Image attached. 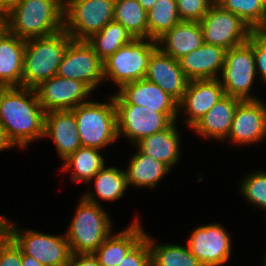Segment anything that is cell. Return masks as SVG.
<instances>
[{
	"mask_svg": "<svg viewBox=\"0 0 266 266\" xmlns=\"http://www.w3.org/2000/svg\"><path fill=\"white\" fill-rule=\"evenodd\" d=\"M44 112L72 110L86 100L92 90L83 82L57 75L34 88Z\"/></svg>",
	"mask_w": 266,
	"mask_h": 266,
	"instance_id": "obj_14",
	"label": "cell"
},
{
	"mask_svg": "<svg viewBox=\"0 0 266 266\" xmlns=\"http://www.w3.org/2000/svg\"><path fill=\"white\" fill-rule=\"evenodd\" d=\"M223 9L239 16L254 31L266 30V5L262 0H215Z\"/></svg>",
	"mask_w": 266,
	"mask_h": 266,
	"instance_id": "obj_32",
	"label": "cell"
},
{
	"mask_svg": "<svg viewBox=\"0 0 266 266\" xmlns=\"http://www.w3.org/2000/svg\"><path fill=\"white\" fill-rule=\"evenodd\" d=\"M113 20L134 38H148L147 12L137 0H115Z\"/></svg>",
	"mask_w": 266,
	"mask_h": 266,
	"instance_id": "obj_29",
	"label": "cell"
},
{
	"mask_svg": "<svg viewBox=\"0 0 266 266\" xmlns=\"http://www.w3.org/2000/svg\"><path fill=\"white\" fill-rule=\"evenodd\" d=\"M224 95L225 92L219 78L190 80L182 99L178 102V112L184 109L188 115L185 123L192 127Z\"/></svg>",
	"mask_w": 266,
	"mask_h": 266,
	"instance_id": "obj_16",
	"label": "cell"
},
{
	"mask_svg": "<svg viewBox=\"0 0 266 266\" xmlns=\"http://www.w3.org/2000/svg\"><path fill=\"white\" fill-rule=\"evenodd\" d=\"M265 253H266V252H265ZM263 265L266 266V254H265V256H264Z\"/></svg>",
	"mask_w": 266,
	"mask_h": 266,
	"instance_id": "obj_44",
	"label": "cell"
},
{
	"mask_svg": "<svg viewBox=\"0 0 266 266\" xmlns=\"http://www.w3.org/2000/svg\"><path fill=\"white\" fill-rule=\"evenodd\" d=\"M151 238L149 235L151 266H203L188 246L154 244Z\"/></svg>",
	"mask_w": 266,
	"mask_h": 266,
	"instance_id": "obj_31",
	"label": "cell"
},
{
	"mask_svg": "<svg viewBox=\"0 0 266 266\" xmlns=\"http://www.w3.org/2000/svg\"><path fill=\"white\" fill-rule=\"evenodd\" d=\"M97 199L113 201L121 198L128 188L125 170L105 166L92 178Z\"/></svg>",
	"mask_w": 266,
	"mask_h": 266,
	"instance_id": "obj_33",
	"label": "cell"
},
{
	"mask_svg": "<svg viewBox=\"0 0 266 266\" xmlns=\"http://www.w3.org/2000/svg\"><path fill=\"white\" fill-rule=\"evenodd\" d=\"M12 147H15L14 143L9 139L6 130L0 124V152Z\"/></svg>",
	"mask_w": 266,
	"mask_h": 266,
	"instance_id": "obj_41",
	"label": "cell"
},
{
	"mask_svg": "<svg viewBox=\"0 0 266 266\" xmlns=\"http://www.w3.org/2000/svg\"><path fill=\"white\" fill-rule=\"evenodd\" d=\"M0 266H22V251L6 233L0 238Z\"/></svg>",
	"mask_w": 266,
	"mask_h": 266,
	"instance_id": "obj_37",
	"label": "cell"
},
{
	"mask_svg": "<svg viewBox=\"0 0 266 266\" xmlns=\"http://www.w3.org/2000/svg\"><path fill=\"white\" fill-rule=\"evenodd\" d=\"M94 196L90 192L82 196L66 231L72 255L94 253L111 234L110 217Z\"/></svg>",
	"mask_w": 266,
	"mask_h": 266,
	"instance_id": "obj_3",
	"label": "cell"
},
{
	"mask_svg": "<svg viewBox=\"0 0 266 266\" xmlns=\"http://www.w3.org/2000/svg\"><path fill=\"white\" fill-rule=\"evenodd\" d=\"M2 25L24 40L56 34L64 29V0H23Z\"/></svg>",
	"mask_w": 266,
	"mask_h": 266,
	"instance_id": "obj_2",
	"label": "cell"
},
{
	"mask_svg": "<svg viewBox=\"0 0 266 266\" xmlns=\"http://www.w3.org/2000/svg\"><path fill=\"white\" fill-rule=\"evenodd\" d=\"M145 234L139 218H135L127 229L109 235L93 254L101 266H117Z\"/></svg>",
	"mask_w": 266,
	"mask_h": 266,
	"instance_id": "obj_24",
	"label": "cell"
},
{
	"mask_svg": "<svg viewBox=\"0 0 266 266\" xmlns=\"http://www.w3.org/2000/svg\"><path fill=\"white\" fill-rule=\"evenodd\" d=\"M176 3L182 21L199 22L215 3V0H176Z\"/></svg>",
	"mask_w": 266,
	"mask_h": 266,
	"instance_id": "obj_35",
	"label": "cell"
},
{
	"mask_svg": "<svg viewBox=\"0 0 266 266\" xmlns=\"http://www.w3.org/2000/svg\"><path fill=\"white\" fill-rule=\"evenodd\" d=\"M139 4L148 12L157 0H137Z\"/></svg>",
	"mask_w": 266,
	"mask_h": 266,
	"instance_id": "obj_43",
	"label": "cell"
},
{
	"mask_svg": "<svg viewBox=\"0 0 266 266\" xmlns=\"http://www.w3.org/2000/svg\"><path fill=\"white\" fill-rule=\"evenodd\" d=\"M133 39V35L122 24L113 20L86 41L93 47L98 57L104 61Z\"/></svg>",
	"mask_w": 266,
	"mask_h": 266,
	"instance_id": "obj_28",
	"label": "cell"
},
{
	"mask_svg": "<svg viewBox=\"0 0 266 266\" xmlns=\"http://www.w3.org/2000/svg\"><path fill=\"white\" fill-rule=\"evenodd\" d=\"M4 87L0 84V91L3 89Z\"/></svg>",
	"mask_w": 266,
	"mask_h": 266,
	"instance_id": "obj_46",
	"label": "cell"
},
{
	"mask_svg": "<svg viewBox=\"0 0 266 266\" xmlns=\"http://www.w3.org/2000/svg\"><path fill=\"white\" fill-rule=\"evenodd\" d=\"M26 40L0 26V84L22 87Z\"/></svg>",
	"mask_w": 266,
	"mask_h": 266,
	"instance_id": "obj_21",
	"label": "cell"
},
{
	"mask_svg": "<svg viewBox=\"0 0 266 266\" xmlns=\"http://www.w3.org/2000/svg\"><path fill=\"white\" fill-rule=\"evenodd\" d=\"M44 115L34 89L4 87L0 91V124L15 146L25 149L31 141L44 138Z\"/></svg>",
	"mask_w": 266,
	"mask_h": 266,
	"instance_id": "obj_1",
	"label": "cell"
},
{
	"mask_svg": "<svg viewBox=\"0 0 266 266\" xmlns=\"http://www.w3.org/2000/svg\"><path fill=\"white\" fill-rule=\"evenodd\" d=\"M266 104L261 100H243L236 107L226 138L236 144H251L266 138Z\"/></svg>",
	"mask_w": 266,
	"mask_h": 266,
	"instance_id": "obj_15",
	"label": "cell"
},
{
	"mask_svg": "<svg viewBox=\"0 0 266 266\" xmlns=\"http://www.w3.org/2000/svg\"><path fill=\"white\" fill-rule=\"evenodd\" d=\"M118 138L125 135L134 145L142 138L163 131L176 121L179 112H156L142 105L115 104Z\"/></svg>",
	"mask_w": 266,
	"mask_h": 266,
	"instance_id": "obj_10",
	"label": "cell"
},
{
	"mask_svg": "<svg viewBox=\"0 0 266 266\" xmlns=\"http://www.w3.org/2000/svg\"><path fill=\"white\" fill-rule=\"evenodd\" d=\"M117 266H151V253L147 233Z\"/></svg>",
	"mask_w": 266,
	"mask_h": 266,
	"instance_id": "obj_36",
	"label": "cell"
},
{
	"mask_svg": "<svg viewBox=\"0 0 266 266\" xmlns=\"http://www.w3.org/2000/svg\"><path fill=\"white\" fill-rule=\"evenodd\" d=\"M241 194L256 207L266 210V171H255L241 181Z\"/></svg>",
	"mask_w": 266,
	"mask_h": 266,
	"instance_id": "obj_34",
	"label": "cell"
},
{
	"mask_svg": "<svg viewBox=\"0 0 266 266\" xmlns=\"http://www.w3.org/2000/svg\"><path fill=\"white\" fill-rule=\"evenodd\" d=\"M181 21L176 0H157L147 12L148 38L156 41Z\"/></svg>",
	"mask_w": 266,
	"mask_h": 266,
	"instance_id": "obj_30",
	"label": "cell"
},
{
	"mask_svg": "<svg viewBox=\"0 0 266 266\" xmlns=\"http://www.w3.org/2000/svg\"><path fill=\"white\" fill-rule=\"evenodd\" d=\"M56 75L79 80L93 91L104 80L103 61L86 40H72Z\"/></svg>",
	"mask_w": 266,
	"mask_h": 266,
	"instance_id": "obj_12",
	"label": "cell"
},
{
	"mask_svg": "<svg viewBox=\"0 0 266 266\" xmlns=\"http://www.w3.org/2000/svg\"><path fill=\"white\" fill-rule=\"evenodd\" d=\"M47 136L53 139L62 161L82 146L72 110H55L45 113L44 137Z\"/></svg>",
	"mask_w": 266,
	"mask_h": 266,
	"instance_id": "obj_19",
	"label": "cell"
},
{
	"mask_svg": "<svg viewBox=\"0 0 266 266\" xmlns=\"http://www.w3.org/2000/svg\"><path fill=\"white\" fill-rule=\"evenodd\" d=\"M176 121L163 131L142 138L135 145L151 158L166 164L170 169L180 159V137Z\"/></svg>",
	"mask_w": 266,
	"mask_h": 266,
	"instance_id": "obj_25",
	"label": "cell"
},
{
	"mask_svg": "<svg viewBox=\"0 0 266 266\" xmlns=\"http://www.w3.org/2000/svg\"><path fill=\"white\" fill-rule=\"evenodd\" d=\"M241 101L239 98L224 95L191 128L203 137L226 139L231 129L236 107Z\"/></svg>",
	"mask_w": 266,
	"mask_h": 266,
	"instance_id": "obj_23",
	"label": "cell"
},
{
	"mask_svg": "<svg viewBox=\"0 0 266 266\" xmlns=\"http://www.w3.org/2000/svg\"><path fill=\"white\" fill-rule=\"evenodd\" d=\"M252 48L254 49L257 74L266 83V30L252 32Z\"/></svg>",
	"mask_w": 266,
	"mask_h": 266,
	"instance_id": "obj_38",
	"label": "cell"
},
{
	"mask_svg": "<svg viewBox=\"0 0 266 266\" xmlns=\"http://www.w3.org/2000/svg\"><path fill=\"white\" fill-rule=\"evenodd\" d=\"M205 43L226 50L246 43L254 31L239 16L223 9L216 2L199 21Z\"/></svg>",
	"mask_w": 266,
	"mask_h": 266,
	"instance_id": "obj_11",
	"label": "cell"
},
{
	"mask_svg": "<svg viewBox=\"0 0 266 266\" xmlns=\"http://www.w3.org/2000/svg\"><path fill=\"white\" fill-rule=\"evenodd\" d=\"M22 266H44L32 256L22 253Z\"/></svg>",
	"mask_w": 266,
	"mask_h": 266,
	"instance_id": "obj_42",
	"label": "cell"
},
{
	"mask_svg": "<svg viewBox=\"0 0 266 266\" xmlns=\"http://www.w3.org/2000/svg\"><path fill=\"white\" fill-rule=\"evenodd\" d=\"M187 246L203 266H222L231 253V239L224 227L218 223L195 228Z\"/></svg>",
	"mask_w": 266,
	"mask_h": 266,
	"instance_id": "obj_13",
	"label": "cell"
},
{
	"mask_svg": "<svg viewBox=\"0 0 266 266\" xmlns=\"http://www.w3.org/2000/svg\"><path fill=\"white\" fill-rule=\"evenodd\" d=\"M24 231H20L6 218L5 233L16 243L22 253L32 256L44 266H62L70 262L72 252L65 233L55 236L36 230Z\"/></svg>",
	"mask_w": 266,
	"mask_h": 266,
	"instance_id": "obj_7",
	"label": "cell"
},
{
	"mask_svg": "<svg viewBox=\"0 0 266 266\" xmlns=\"http://www.w3.org/2000/svg\"><path fill=\"white\" fill-rule=\"evenodd\" d=\"M23 0H0V18L2 19L14 7L18 6Z\"/></svg>",
	"mask_w": 266,
	"mask_h": 266,
	"instance_id": "obj_40",
	"label": "cell"
},
{
	"mask_svg": "<svg viewBox=\"0 0 266 266\" xmlns=\"http://www.w3.org/2000/svg\"><path fill=\"white\" fill-rule=\"evenodd\" d=\"M72 40L64 29L47 37L26 40L22 87L34 89L54 77Z\"/></svg>",
	"mask_w": 266,
	"mask_h": 266,
	"instance_id": "obj_4",
	"label": "cell"
},
{
	"mask_svg": "<svg viewBox=\"0 0 266 266\" xmlns=\"http://www.w3.org/2000/svg\"><path fill=\"white\" fill-rule=\"evenodd\" d=\"M227 50L221 46L203 45L179 59L180 66L189 80L218 79Z\"/></svg>",
	"mask_w": 266,
	"mask_h": 266,
	"instance_id": "obj_20",
	"label": "cell"
},
{
	"mask_svg": "<svg viewBox=\"0 0 266 266\" xmlns=\"http://www.w3.org/2000/svg\"><path fill=\"white\" fill-rule=\"evenodd\" d=\"M134 154L125 170L128 187L134 185L154 188L158 181L170 171L166 164L143 154L140 150Z\"/></svg>",
	"mask_w": 266,
	"mask_h": 266,
	"instance_id": "obj_26",
	"label": "cell"
},
{
	"mask_svg": "<svg viewBox=\"0 0 266 266\" xmlns=\"http://www.w3.org/2000/svg\"><path fill=\"white\" fill-rule=\"evenodd\" d=\"M256 66L254 49L252 48V34L246 43L227 50L225 62L221 71L220 83L225 95L243 100H259L249 94L255 80Z\"/></svg>",
	"mask_w": 266,
	"mask_h": 266,
	"instance_id": "obj_9",
	"label": "cell"
},
{
	"mask_svg": "<svg viewBox=\"0 0 266 266\" xmlns=\"http://www.w3.org/2000/svg\"><path fill=\"white\" fill-rule=\"evenodd\" d=\"M157 49V42L149 38H134L103 61L104 79L122 85L145 79L150 56Z\"/></svg>",
	"mask_w": 266,
	"mask_h": 266,
	"instance_id": "obj_6",
	"label": "cell"
},
{
	"mask_svg": "<svg viewBox=\"0 0 266 266\" xmlns=\"http://www.w3.org/2000/svg\"><path fill=\"white\" fill-rule=\"evenodd\" d=\"M145 79L157 84L177 102L182 99L190 81L183 72L179 60L158 48L150 56Z\"/></svg>",
	"mask_w": 266,
	"mask_h": 266,
	"instance_id": "obj_17",
	"label": "cell"
},
{
	"mask_svg": "<svg viewBox=\"0 0 266 266\" xmlns=\"http://www.w3.org/2000/svg\"><path fill=\"white\" fill-rule=\"evenodd\" d=\"M156 42L157 48L161 52L179 60L184 55L201 47L204 40L199 22L181 21L158 38Z\"/></svg>",
	"mask_w": 266,
	"mask_h": 266,
	"instance_id": "obj_22",
	"label": "cell"
},
{
	"mask_svg": "<svg viewBox=\"0 0 266 266\" xmlns=\"http://www.w3.org/2000/svg\"><path fill=\"white\" fill-rule=\"evenodd\" d=\"M109 99L107 103L89 101L72 109L82 146L100 150L118 139L113 95Z\"/></svg>",
	"mask_w": 266,
	"mask_h": 266,
	"instance_id": "obj_5",
	"label": "cell"
},
{
	"mask_svg": "<svg viewBox=\"0 0 266 266\" xmlns=\"http://www.w3.org/2000/svg\"><path fill=\"white\" fill-rule=\"evenodd\" d=\"M115 0H64V30L87 40L113 21Z\"/></svg>",
	"mask_w": 266,
	"mask_h": 266,
	"instance_id": "obj_8",
	"label": "cell"
},
{
	"mask_svg": "<svg viewBox=\"0 0 266 266\" xmlns=\"http://www.w3.org/2000/svg\"><path fill=\"white\" fill-rule=\"evenodd\" d=\"M62 266H74L71 262L65 264V265H62Z\"/></svg>",
	"mask_w": 266,
	"mask_h": 266,
	"instance_id": "obj_45",
	"label": "cell"
},
{
	"mask_svg": "<svg viewBox=\"0 0 266 266\" xmlns=\"http://www.w3.org/2000/svg\"><path fill=\"white\" fill-rule=\"evenodd\" d=\"M113 99L115 104L142 105L156 112H178V102L146 79L122 85Z\"/></svg>",
	"mask_w": 266,
	"mask_h": 266,
	"instance_id": "obj_18",
	"label": "cell"
},
{
	"mask_svg": "<svg viewBox=\"0 0 266 266\" xmlns=\"http://www.w3.org/2000/svg\"><path fill=\"white\" fill-rule=\"evenodd\" d=\"M70 262L74 266H101L93 253L74 254Z\"/></svg>",
	"mask_w": 266,
	"mask_h": 266,
	"instance_id": "obj_39",
	"label": "cell"
},
{
	"mask_svg": "<svg viewBox=\"0 0 266 266\" xmlns=\"http://www.w3.org/2000/svg\"><path fill=\"white\" fill-rule=\"evenodd\" d=\"M99 152L98 149L81 146L64 159L62 170L73 169L71 179L73 182L92 181V178L105 166L103 156Z\"/></svg>",
	"mask_w": 266,
	"mask_h": 266,
	"instance_id": "obj_27",
	"label": "cell"
}]
</instances>
